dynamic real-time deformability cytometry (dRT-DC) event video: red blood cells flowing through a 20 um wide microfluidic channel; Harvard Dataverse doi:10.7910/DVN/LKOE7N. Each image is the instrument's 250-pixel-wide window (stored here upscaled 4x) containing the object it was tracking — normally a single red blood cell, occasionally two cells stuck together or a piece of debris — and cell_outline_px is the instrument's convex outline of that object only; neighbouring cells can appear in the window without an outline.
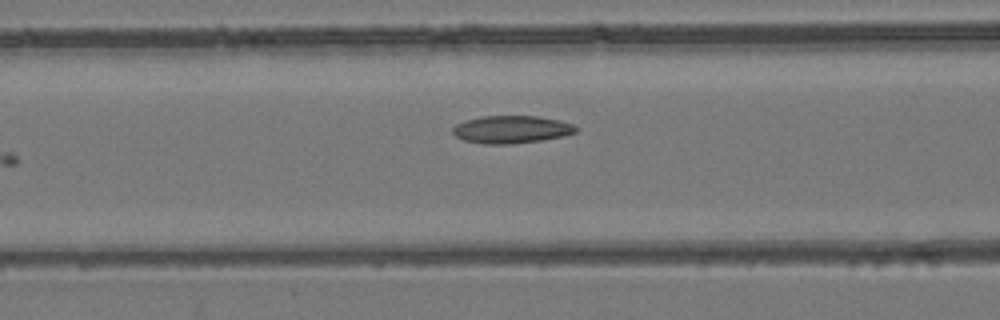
{"species": "common noctule bat (a hibernating species)", "species_latin": "Nyctalus noctula", "temperature_condition": "room temperature", "stored_images_in_passage": 6, "camera_frame_rate_fps": 3000, "um_per_image_px": 0.085, "animal": {"sex": "female", "body_mass_g": 24.6, "forearm_length_mm": 56.2}, "frame": {"image": 1, "passage_image": 6, "time_ms": 1.667, "image_size_px": [1000, 320], "cell_outline_px": [[580, 128], [576, 132], [564, 136], [540, 140], [512, 144], [484, 144], [464, 140], [456, 136], [452, 132], [452, 128], [456, 124], [464, 120], [480, 116], [536, 116], [560, 120], [572, 124]], "centroid_in_image_um": [43.47, 11.0], "position_along_channel_um": 123.1, "area_um2": 19.94}}